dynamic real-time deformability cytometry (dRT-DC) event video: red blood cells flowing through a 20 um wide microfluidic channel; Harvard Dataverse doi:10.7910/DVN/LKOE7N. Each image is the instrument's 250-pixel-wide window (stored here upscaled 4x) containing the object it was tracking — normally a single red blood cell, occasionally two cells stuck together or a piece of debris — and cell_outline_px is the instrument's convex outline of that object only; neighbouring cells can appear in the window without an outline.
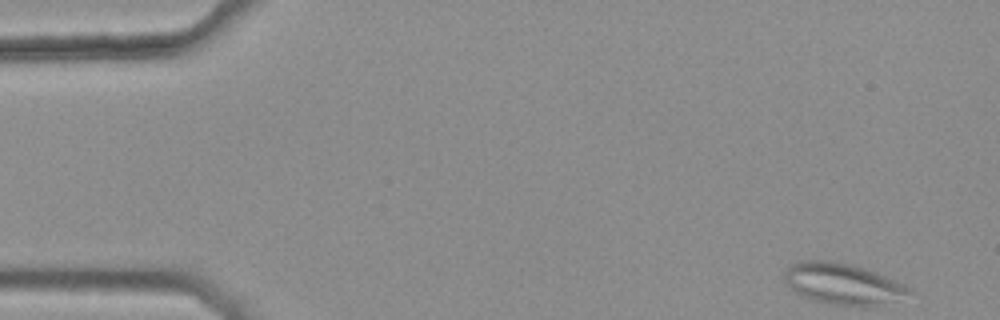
{"species": "common noctule bat (a hibernating species)", "species_latin": "Nyctalus noctula", "temperature_condition": "warm", "stored_images_in_passage": 42, "camera_frame_rate_fps": 3000, "um_per_image_px": 0.085, "animal": {"sex": "female", "body_mass_g": 25.1}, "frame": {"image": 1, "passage_image": 1, "time_ms": 0.0, "image_size_px": [1000, 320], "cell_outline_px": [[912, 292], [896, 300], [868, 304], [832, 304], [812, 300], [796, 292], [784, 280], [784, 268], [788, 264], [800, 260], [828, 260], [848, 264], [864, 268], [904, 284]], "centroid_in_image_um": [71.52, 24.07], "position_along_channel_um": 13.5, "area_um2": 29.02}}
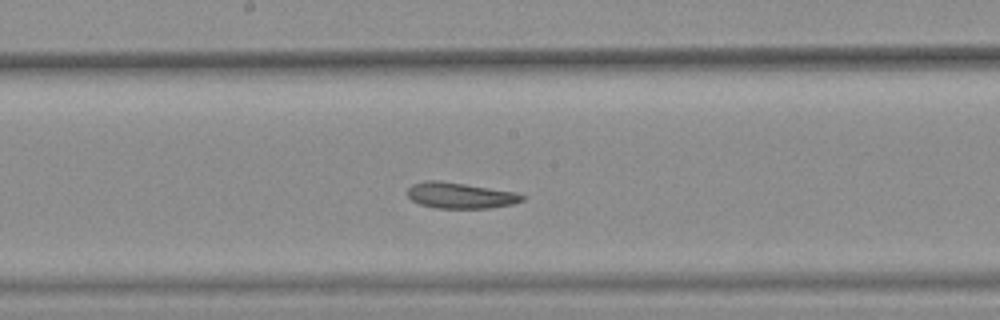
{"frame": {"image": 2, "passage_image": 26, "time_ms": 8.333, "image_size_px": [1000, 320], "cell_outline_px": [[524, 200], [512, 204], [488, 208], [436, 208], [420, 204], [412, 200], [408, 196], [408, 188], [412, 184], [424, 180], [440, 180], [516, 192], [524, 196]], "centroid_in_image_um": [39.1, 16.6], "position_along_channel_um": 209.1, "area_um2": 17.28}}
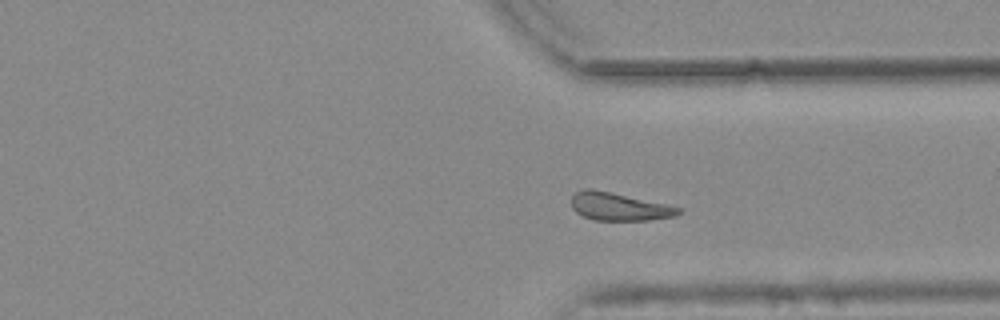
{"frame": {"image": 3, "passage_image": 38, "time_ms": 12.333, "image_size_px": [1000, 320], "cell_outline_px": [[684, 212], [676, 216], [648, 220], [596, 220], [584, 216], [576, 212], [572, 208], [572, 196], [576, 192], [584, 188], [592, 188], [684, 208]], "centroid_in_image_um": [52.66, 17.56], "position_along_channel_um": 358.7, "area_um2": 17.4}, "authors_computed_cell_mechanics": {"area_um2": 18.5538, "velocity_mm_per_s": 3.7182, "shape_relaxation_time_tau1_ms": null, "shape_relaxation_time_tau2_ms": 8.132, "deformation_change_tau1": null, "deformation_change_tau2": 0.2064}}